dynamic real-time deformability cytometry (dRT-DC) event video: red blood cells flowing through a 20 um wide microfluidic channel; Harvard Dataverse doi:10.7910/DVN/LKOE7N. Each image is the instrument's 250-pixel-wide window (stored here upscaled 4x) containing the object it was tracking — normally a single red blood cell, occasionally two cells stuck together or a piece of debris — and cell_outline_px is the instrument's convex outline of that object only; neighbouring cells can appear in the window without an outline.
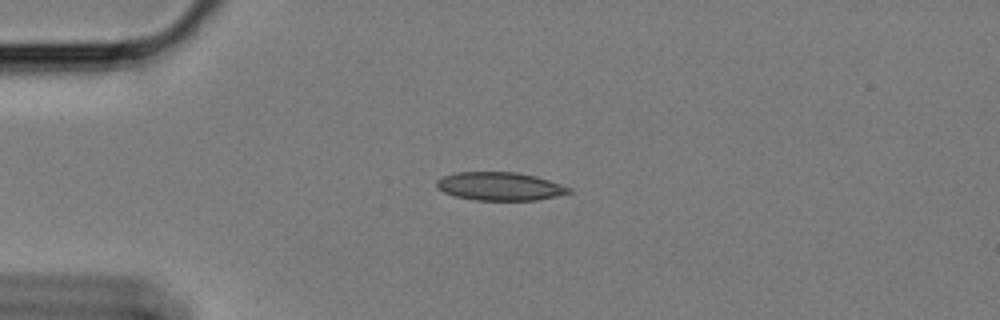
{"species": "Egyptian fruit bat (a non-hibernating species)", "species_latin": "Rousettus aegyptiacus", "temperature_condition": "cold", "stored_images_in_passage": 38, "camera_frame_rate_fps": 3000, "um_per_image_px": 0.085, "animal": {"sex": "female"}, "frame": {"image": 1, "passage_image": 1, "time_ms": 0.0, "image_size_px": [1000, 320], "cell_outline_px": [[572, 192], [556, 196], [536, 200], [476, 200], [456, 196], [444, 192], [436, 188], [436, 180], [444, 176], [456, 172], [516, 172], [536, 176], [572, 188]], "centroid_in_image_um": [42.48, 15.83], "position_along_channel_um": 42.5, "area_um2": 21.73}}
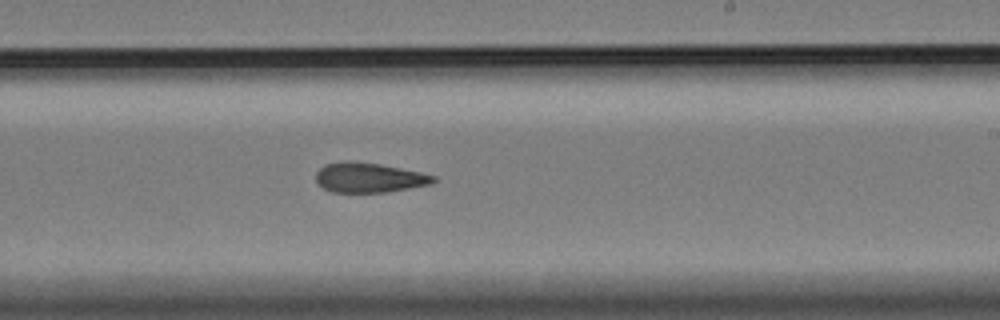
{"frame": {"image": 2, "passage_image": 22, "time_ms": 7.0, "image_size_px": [1000, 320], "cell_outline_px": [[436, 180], [432, 184], [384, 192], [332, 192], [316, 184], [316, 172], [324, 164], [344, 160], [348, 160], [380, 164], [420, 172], [436, 176]], "centroid_in_image_um": [31.33, 15.08], "position_along_channel_um": 257.7, "area_um2": 20.46}}
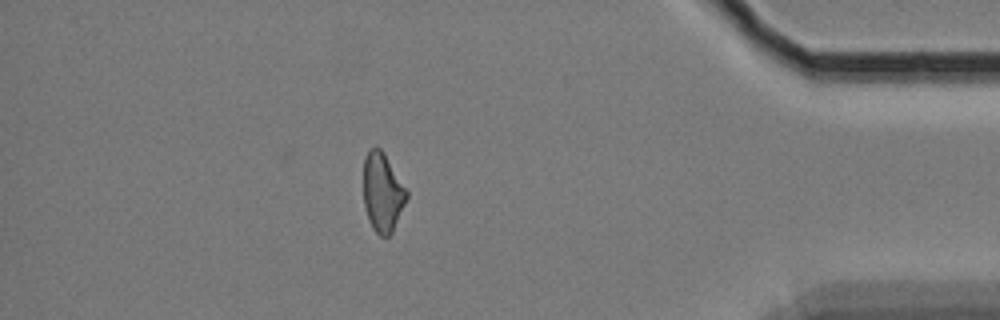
{"frame": {"image": 3, "passage_image": 38, "time_ms": 12.333, "image_size_px": [1000, 320], "cell_outline_px": [[408, 196], [392, 232], [388, 236], [380, 236], [372, 228], [368, 220], [364, 204], [364, 156], [368, 148], [380, 148], [384, 152], [408, 192]], "centroid_in_image_um": [32.5, 16.34], "position_along_channel_um": 402.7, "area_um2": 19.77}, "authors_computed_cell_mechanics": {"area_um2": 21.0681, "velocity_mm_per_s": 3.4174, "shape_relaxation_time_tau1_ms": null, "shape_relaxation_time_tau2_ms": 5.8756, "deformation_change_tau1": null, "deformation_change_tau2": 0.1213}}